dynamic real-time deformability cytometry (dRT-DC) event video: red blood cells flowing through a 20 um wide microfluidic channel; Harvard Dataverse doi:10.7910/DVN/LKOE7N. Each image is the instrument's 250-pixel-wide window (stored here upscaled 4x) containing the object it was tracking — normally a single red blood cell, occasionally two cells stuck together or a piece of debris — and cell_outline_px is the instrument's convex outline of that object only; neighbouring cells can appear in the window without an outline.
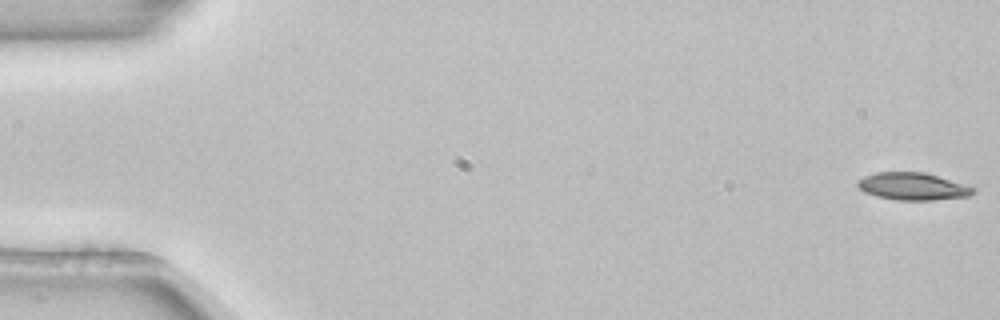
{"species": "common noctule bat (a hibernating species)", "species_latin": "Nyctalus noctula", "temperature_condition": "room temperature", "stored_images_in_passage": 5, "camera_frame_rate_fps": 3000, "um_per_image_px": 0.085, "animal": {"sex": "female", "body_mass_g": 22.7, "forearm_length_mm": 54.2}, "frame": {"image": 1, "passage_image": 1, "time_ms": 0.0, "image_size_px": [1000, 320], "cell_outline_px": [[976, 192], [968, 196], [932, 200], [896, 200], [876, 196], [864, 192], [856, 184], [864, 176], [876, 172], [924, 172], [976, 188]], "centroid_in_image_um": [77.58, 15.85], "position_along_channel_um": 7.4, "area_um2": 18.26}}
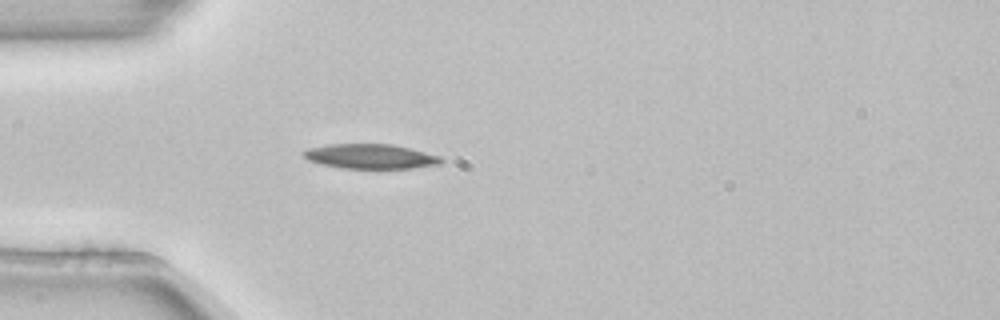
{"frame": {"image": 2, "passage_image": 5, "time_ms": 1.333, "image_size_px": [1000, 320], "cell_outline_px": [[444, 160], [440, 164], [412, 168], [344, 168], [320, 164], [308, 160], [304, 156], [304, 152], [308, 148], [328, 144], [392, 144], [440, 156]], "centroid_in_image_um": [31.49, 13.29], "position_along_channel_um": 53.5, "area_um2": 19.59}}